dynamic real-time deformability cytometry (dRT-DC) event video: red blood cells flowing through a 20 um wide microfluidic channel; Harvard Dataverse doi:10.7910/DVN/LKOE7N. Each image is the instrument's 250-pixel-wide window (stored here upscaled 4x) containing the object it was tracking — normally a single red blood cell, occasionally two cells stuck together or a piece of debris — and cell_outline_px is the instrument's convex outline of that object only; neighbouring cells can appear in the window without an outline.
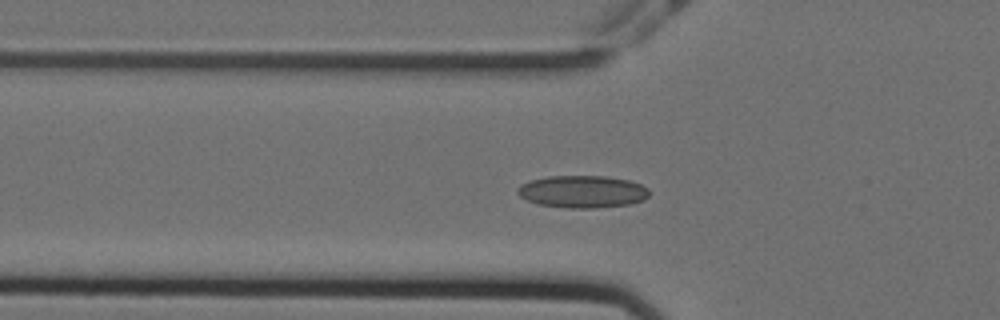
{"species": "Egyptian fruit bat (a non-hibernating species)", "species_latin": "Rousettus aegyptiacus", "temperature_condition": "cold", "stored_images_in_passage": 58, "segment_of_instrument_passage": [1, 2], "camera_frame_rate_fps": 3000, "um_per_image_px": 0.085, "animal": {"sex": "female"}, "frame": {"image": 1, "passage_image": 19, "time_ms": 6.0, "image_size_px": [1000, 320], "cell_outline_px": [[648, 196], [644, 200], [628, 204], [596, 208], [568, 208], [536, 204], [520, 196], [516, 192], [520, 184], [532, 180], [548, 176], [604, 176], [628, 180], [640, 184], [648, 188]], "centroid_in_image_um": [49.49, 16.29], "position_along_channel_um": 76.3, "area_um2": 24.74}}
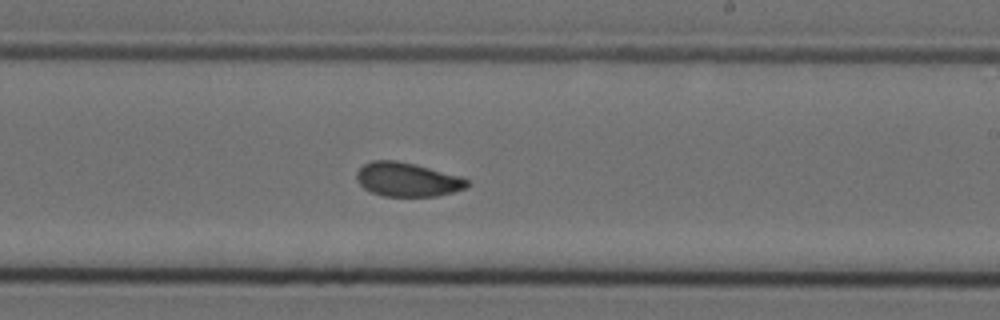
{"frame": {"image": 2, "passage_image": 34, "time_ms": 11.0, "image_size_px": [1000, 320], "cell_outline_px": [[472, 184], [464, 188], [452, 192], [436, 196], [384, 196], [372, 192], [364, 188], [356, 180], [356, 172], [364, 164], [372, 160], [396, 160], [416, 164], [460, 176], [468, 180]], "centroid_in_image_um": [34.62, 15.25], "position_along_channel_um": 254.4, "area_um2": 21.91}}
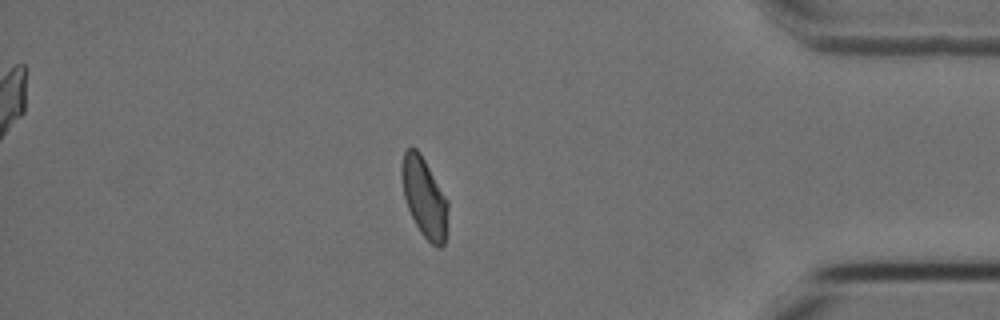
{"frame": {"image": 3, "passage_image": 49, "time_ms": 16.0, "image_size_px": [1000, 320], "cell_outline_px": [[448, 232], [444, 244], [440, 248], [436, 248], [420, 232], [408, 208], [404, 196], [400, 176], [400, 164], [404, 152], [408, 148], [416, 148], [420, 152], [448, 200]], "centroid_in_image_um": [36.08, 16.8], "position_along_channel_um": 399.1, "area_um2": 21.79}}